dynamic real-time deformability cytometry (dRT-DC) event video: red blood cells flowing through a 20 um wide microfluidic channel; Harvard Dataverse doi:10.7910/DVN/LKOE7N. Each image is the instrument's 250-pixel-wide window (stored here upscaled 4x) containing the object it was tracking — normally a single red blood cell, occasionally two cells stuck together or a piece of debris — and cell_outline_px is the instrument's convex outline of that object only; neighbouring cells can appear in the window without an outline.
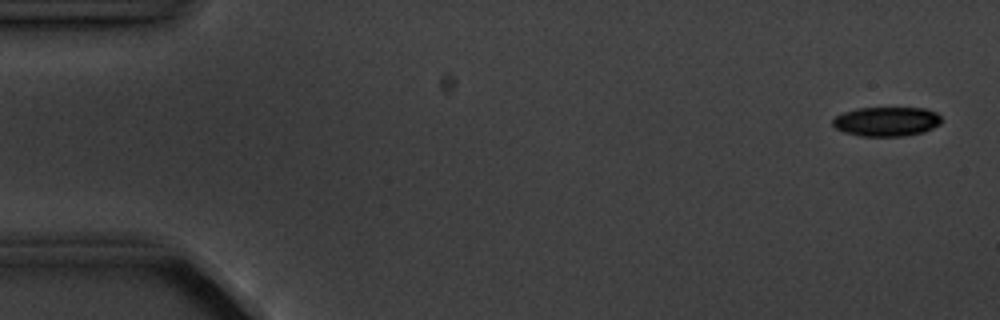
{"species": "common noctule bat (a hibernating species)", "species_latin": "Nyctalus noctula", "temperature_condition": "cold", "stored_images_in_passage": 5, "camera_frame_rate_fps": 3000, "um_per_image_px": 0.085, "animal": {"sex": "male", "body_mass_g": 20.1, "forearm_length_mm": 53.5}, "frame": {"image": 1, "passage_image": 1, "time_ms": 0.0, "image_size_px": [1000, 320], "cell_outline_px": [[940, 124], [924, 132], [904, 136], [860, 136], [844, 132], [836, 128], [832, 124], [832, 120], [836, 116], [844, 112], [856, 108], [924, 108], [936, 112], [940, 116]], "centroid_in_image_um": [75.34, 10.33], "position_along_channel_um": 9.7, "area_um2": 18.61}}